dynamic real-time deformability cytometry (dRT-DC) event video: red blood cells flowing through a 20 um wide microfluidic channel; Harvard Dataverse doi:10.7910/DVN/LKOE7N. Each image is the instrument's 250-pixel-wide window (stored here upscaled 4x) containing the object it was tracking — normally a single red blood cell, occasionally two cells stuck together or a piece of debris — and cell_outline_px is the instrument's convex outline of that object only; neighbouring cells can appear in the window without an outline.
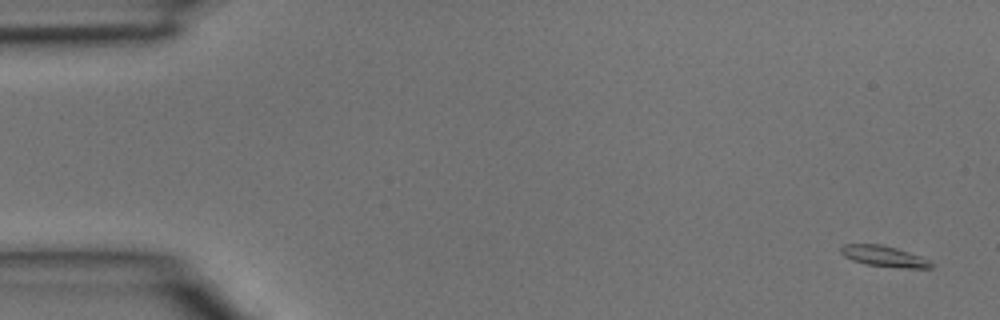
{"species": "common noctule bat (a hibernating species)", "species_latin": "Nyctalus noctula", "temperature_condition": "room temperature", "stored_images_in_passage": 4, "camera_frame_rate_fps": 3000, "um_per_image_px": 0.085, "animal": {"sex": "male", "body_mass_g": 15.6}, "frame": {"image": 1, "passage_image": 1, "time_ms": 0.0, "image_size_px": [1000, 320], "cell_outline_px": [[936, 264], [932, 268], [900, 268], [864, 264], [852, 260], [844, 256], [840, 252], [840, 248], [844, 244], [880, 244], [896, 248], [920, 256]], "centroid_in_image_um": [75.15, 21.79], "position_along_channel_um": 9.8, "area_um2": 11.04}}
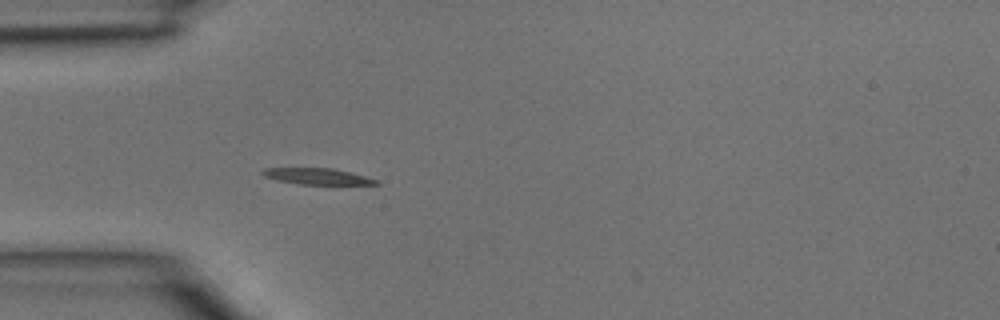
{"frame": {"image": 2, "passage_image": 4, "time_ms": 1.0, "image_size_px": [1000, 320], "cell_outline_px": [[380, 184], [296, 184], [276, 180], [264, 176], [260, 172], [264, 168], [332, 168], [380, 180]], "centroid_in_image_um": [26.93, 14.99], "position_along_channel_um": 58.1, "area_um2": 10.64}}